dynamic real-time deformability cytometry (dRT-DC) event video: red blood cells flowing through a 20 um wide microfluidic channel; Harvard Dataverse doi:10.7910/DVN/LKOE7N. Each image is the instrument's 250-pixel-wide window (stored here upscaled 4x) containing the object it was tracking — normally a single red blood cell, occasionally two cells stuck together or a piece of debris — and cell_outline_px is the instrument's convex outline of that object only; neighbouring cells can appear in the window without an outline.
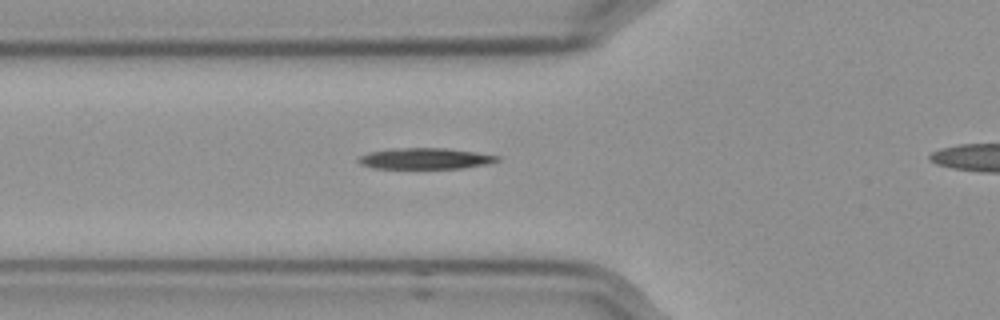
{"species": "Egyptian fruit bat (a non-hibernating species)", "species_latin": "Rousettus aegyptiacus", "temperature_condition": "cold", "stored_images_in_passage": 36, "camera_frame_rate_fps": 3000, "um_per_image_px": 0.085, "frame": {"image": 1, "passage_image": 6, "time_ms": 1.667, "image_size_px": [1000, 320], "cell_outline_px": [[500, 160], [484, 164], [460, 168], [376, 168], [360, 164], [356, 160], [360, 156], [368, 152], [392, 148], [444, 148], [500, 156]], "centroid_in_image_um": [36.07, 13.47], "position_along_channel_um": 89.7, "area_um2": 16.76}}
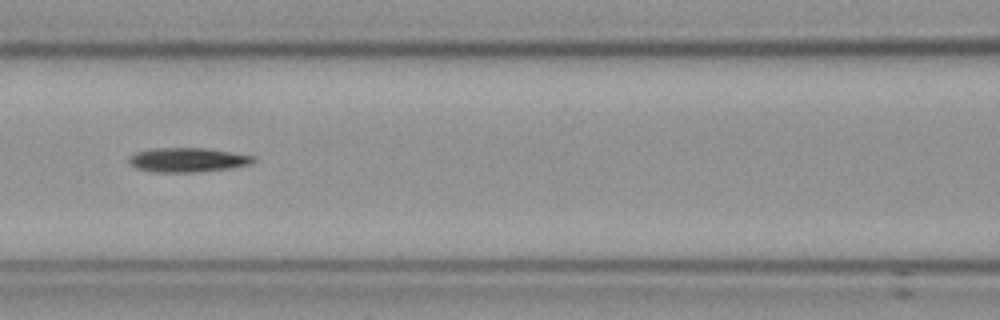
{"frame": {"image": 2, "passage_image": 11, "time_ms": 3.333, "image_size_px": [1000, 320], "cell_outline_px": [[256, 160], [248, 164], [228, 168], [192, 172], [152, 172], [136, 168], [128, 164], [128, 156], [136, 152], [152, 148], [204, 148], [256, 156]], "centroid_in_image_um": [15.87, 13.58], "position_along_channel_um": 150.7, "area_um2": 17.57}}